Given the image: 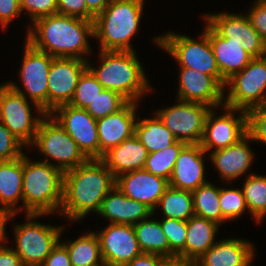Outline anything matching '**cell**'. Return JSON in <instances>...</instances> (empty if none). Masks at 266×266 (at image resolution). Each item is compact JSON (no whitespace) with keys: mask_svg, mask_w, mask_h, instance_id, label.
I'll return each mask as SVG.
<instances>
[{"mask_svg":"<svg viewBox=\"0 0 266 266\" xmlns=\"http://www.w3.org/2000/svg\"><path fill=\"white\" fill-rule=\"evenodd\" d=\"M64 173L42 161H31L23 155L24 213H60L63 202Z\"/></svg>","mask_w":266,"mask_h":266,"instance_id":"277c9868","label":"cell"},{"mask_svg":"<svg viewBox=\"0 0 266 266\" xmlns=\"http://www.w3.org/2000/svg\"><path fill=\"white\" fill-rule=\"evenodd\" d=\"M25 146L0 121V161H9L23 156Z\"/></svg>","mask_w":266,"mask_h":266,"instance_id":"ab89813d","label":"cell"},{"mask_svg":"<svg viewBox=\"0 0 266 266\" xmlns=\"http://www.w3.org/2000/svg\"><path fill=\"white\" fill-rule=\"evenodd\" d=\"M22 187L23 156L9 161H0V207L9 215H17L21 210L23 211ZM19 201L22 202L20 207L17 204Z\"/></svg>","mask_w":266,"mask_h":266,"instance_id":"4316f807","label":"cell"},{"mask_svg":"<svg viewBox=\"0 0 266 266\" xmlns=\"http://www.w3.org/2000/svg\"><path fill=\"white\" fill-rule=\"evenodd\" d=\"M31 112L30 100L7 83L0 84V121L29 148L34 142L39 123L46 115L33 117Z\"/></svg>","mask_w":266,"mask_h":266,"instance_id":"8fae6325","label":"cell"},{"mask_svg":"<svg viewBox=\"0 0 266 266\" xmlns=\"http://www.w3.org/2000/svg\"><path fill=\"white\" fill-rule=\"evenodd\" d=\"M165 259V257L159 255L141 253L140 255L135 257L131 262L127 263L124 266H161V263Z\"/></svg>","mask_w":266,"mask_h":266,"instance_id":"c3c4849f","label":"cell"},{"mask_svg":"<svg viewBox=\"0 0 266 266\" xmlns=\"http://www.w3.org/2000/svg\"><path fill=\"white\" fill-rule=\"evenodd\" d=\"M115 186L130 199L145 203L155 214L160 198L169 186V181L140 169L116 177Z\"/></svg>","mask_w":266,"mask_h":266,"instance_id":"d6986e66","label":"cell"},{"mask_svg":"<svg viewBox=\"0 0 266 266\" xmlns=\"http://www.w3.org/2000/svg\"><path fill=\"white\" fill-rule=\"evenodd\" d=\"M60 242L67 248L72 266H105L99 238L94 231L84 233L76 240Z\"/></svg>","mask_w":266,"mask_h":266,"instance_id":"4dcf8cb0","label":"cell"},{"mask_svg":"<svg viewBox=\"0 0 266 266\" xmlns=\"http://www.w3.org/2000/svg\"><path fill=\"white\" fill-rule=\"evenodd\" d=\"M41 266H72L67 248L59 241Z\"/></svg>","mask_w":266,"mask_h":266,"instance_id":"bcb514c9","label":"cell"},{"mask_svg":"<svg viewBox=\"0 0 266 266\" xmlns=\"http://www.w3.org/2000/svg\"><path fill=\"white\" fill-rule=\"evenodd\" d=\"M254 247L252 242L242 238L217 240L195 266H250L255 258Z\"/></svg>","mask_w":266,"mask_h":266,"instance_id":"603a6c76","label":"cell"},{"mask_svg":"<svg viewBox=\"0 0 266 266\" xmlns=\"http://www.w3.org/2000/svg\"><path fill=\"white\" fill-rule=\"evenodd\" d=\"M247 132L252 136L253 142L266 145V104L247 112Z\"/></svg>","mask_w":266,"mask_h":266,"instance_id":"60d3db41","label":"cell"},{"mask_svg":"<svg viewBox=\"0 0 266 266\" xmlns=\"http://www.w3.org/2000/svg\"><path fill=\"white\" fill-rule=\"evenodd\" d=\"M115 186V177L101 159L64 173L61 215L72 222L83 220L91 211L99 212L103 199Z\"/></svg>","mask_w":266,"mask_h":266,"instance_id":"7a4b0ae2","label":"cell"},{"mask_svg":"<svg viewBox=\"0 0 266 266\" xmlns=\"http://www.w3.org/2000/svg\"><path fill=\"white\" fill-rule=\"evenodd\" d=\"M219 203L223 215V223L238 219L248 211L242 188H220Z\"/></svg>","mask_w":266,"mask_h":266,"instance_id":"f35d334b","label":"cell"},{"mask_svg":"<svg viewBox=\"0 0 266 266\" xmlns=\"http://www.w3.org/2000/svg\"><path fill=\"white\" fill-rule=\"evenodd\" d=\"M99 51L100 65L93 67L88 60L87 68L105 89L116 91L128 101L137 103L147 92H152L136 51Z\"/></svg>","mask_w":266,"mask_h":266,"instance_id":"3957f363","label":"cell"},{"mask_svg":"<svg viewBox=\"0 0 266 266\" xmlns=\"http://www.w3.org/2000/svg\"><path fill=\"white\" fill-rule=\"evenodd\" d=\"M32 146L46 157L43 162L55 166L63 173L89 160L77 146V143L50 114H46L39 123L34 142L30 147ZM56 161L57 164H55Z\"/></svg>","mask_w":266,"mask_h":266,"instance_id":"ba28073f","label":"cell"},{"mask_svg":"<svg viewBox=\"0 0 266 266\" xmlns=\"http://www.w3.org/2000/svg\"><path fill=\"white\" fill-rule=\"evenodd\" d=\"M148 154L147 148L134 134L111 148L101 160L116 178L127 172L144 169Z\"/></svg>","mask_w":266,"mask_h":266,"instance_id":"484cf974","label":"cell"},{"mask_svg":"<svg viewBox=\"0 0 266 266\" xmlns=\"http://www.w3.org/2000/svg\"><path fill=\"white\" fill-rule=\"evenodd\" d=\"M220 186L207 182L192 191L195 216L223 224V215L219 203Z\"/></svg>","mask_w":266,"mask_h":266,"instance_id":"d6a6232c","label":"cell"},{"mask_svg":"<svg viewBox=\"0 0 266 266\" xmlns=\"http://www.w3.org/2000/svg\"><path fill=\"white\" fill-rule=\"evenodd\" d=\"M97 214L110 223L126 225H135L154 216L153 210L145 203L130 199L116 186L105 196Z\"/></svg>","mask_w":266,"mask_h":266,"instance_id":"cb8c5ba5","label":"cell"},{"mask_svg":"<svg viewBox=\"0 0 266 266\" xmlns=\"http://www.w3.org/2000/svg\"><path fill=\"white\" fill-rule=\"evenodd\" d=\"M220 225L217 223L192 216L187 221V233L185 242V259L196 262L217 241H215Z\"/></svg>","mask_w":266,"mask_h":266,"instance_id":"83f0119b","label":"cell"},{"mask_svg":"<svg viewBox=\"0 0 266 266\" xmlns=\"http://www.w3.org/2000/svg\"><path fill=\"white\" fill-rule=\"evenodd\" d=\"M127 102L120 93L104 89L85 109L92 117L99 119L117 112Z\"/></svg>","mask_w":266,"mask_h":266,"instance_id":"74e56055","label":"cell"},{"mask_svg":"<svg viewBox=\"0 0 266 266\" xmlns=\"http://www.w3.org/2000/svg\"><path fill=\"white\" fill-rule=\"evenodd\" d=\"M105 88L87 68L78 80L70 105L85 109Z\"/></svg>","mask_w":266,"mask_h":266,"instance_id":"8d00e7d4","label":"cell"},{"mask_svg":"<svg viewBox=\"0 0 266 266\" xmlns=\"http://www.w3.org/2000/svg\"><path fill=\"white\" fill-rule=\"evenodd\" d=\"M19 78L23 89L15 82H6L12 89L31 100L38 114H48V74L53 56L35 49L25 40ZM25 92V93H24ZM27 93V94H26Z\"/></svg>","mask_w":266,"mask_h":266,"instance_id":"9c48e42d","label":"cell"},{"mask_svg":"<svg viewBox=\"0 0 266 266\" xmlns=\"http://www.w3.org/2000/svg\"><path fill=\"white\" fill-rule=\"evenodd\" d=\"M209 39L220 74L225 80L242 71L253 59L242 48V40L223 38L210 25Z\"/></svg>","mask_w":266,"mask_h":266,"instance_id":"d4e9b609","label":"cell"},{"mask_svg":"<svg viewBox=\"0 0 266 266\" xmlns=\"http://www.w3.org/2000/svg\"><path fill=\"white\" fill-rule=\"evenodd\" d=\"M49 114L77 143L88 159H100L97 119L92 117L86 109L64 104L56 107Z\"/></svg>","mask_w":266,"mask_h":266,"instance_id":"5bb4252c","label":"cell"},{"mask_svg":"<svg viewBox=\"0 0 266 266\" xmlns=\"http://www.w3.org/2000/svg\"><path fill=\"white\" fill-rule=\"evenodd\" d=\"M159 222L170 245V257H181L185 259L187 221L163 218L161 220L159 219Z\"/></svg>","mask_w":266,"mask_h":266,"instance_id":"d590c367","label":"cell"},{"mask_svg":"<svg viewBox=\"0 0 266 266\" xmlns=\"http://www.w3.org/2000/svg\"><path fill=\"white\" fill-rule=\"evenodd\" d=\"M12 217H15V214L9 215L2 207H0V244L2 242H7V235L5 231V226L8 221L12 220Z\"/></svg>","mask_w":266,"mask_h":266,"instance_id":"f907efd6","label":"cell"},{"mask_svg":"<svg viewBox=\"0 0 266 266\" xmlns=\"http://www.w3.org/2000/svg\"><path fill=\"white\" fill-rule=\"evenodd\" d=\"M161 266H195V262L183 259L181 257L166 258Z\"/></svg>","mask_w":266,"mask_h":266,"instance_id":"816d5d0a","label":"cell"},{"mask_svg":"<svg viewBox=\"0 0 266 266\" xmlns=\"http://www.w3.org/2000/svg\"><path fill=\"white\" fill-rule=\"evenodd\" d=\"M157 207H161L162 218L188 221L194 213L192 191L168 186Z\"/></svg>","mask_w":266,"mask_h":266,"instance_id":"1f68e13d","label":"cell"},{"mask_svg":"<svg viewBox=\"0 0 266 266\" xmlns=\"http://www.w3.org/2000/svg\"><path fill=\"white\" fill-rule=\"evenodd\" d=\"M20 0H0V25L6 30L10 22L22 14Z\"/></svg>","mask_w":266,"mask_h":266,"instance_id":"f6af8a7d","label":"cell"},{"mask_svg":"<svg viewBox=\"0 0 266 266\" xmlns=\"http://www.w3.org/2000/svg\"><path fill=\"white\" fill-rule=\"evenodd\" d=\"M21 10L30 15L33 23L36 19L58 13L57 0H20Z\"/></svg>","mask_w":266,"mask_h":266,"instance_id":"b9f144b4","label":"cell"},{"mask_svg":"<svg viewBox=\"0 0 266 266\" xmlns=\"http://www.w3.org/2000/svg\"><path fill=\"white\" fill-rule=\"evenodd\" d=\"M0 244V266H24L21 258L12 249V247Z\"/></svg>","mask_w":266,"mask_h":266,"instance_id":"7dc6e473","label":"cell"},{"mask_svg":"<svg viewBox=\"0 0 266 266\" xmlns=\"http://www.w3.org/2000/svg\"><path fill=\"white\" fill-rule=\"evenodd\" d=\"M26 223L14 224V246L12 249L21 258L24 266H41L52 249L59 243L64 226L40 224L37 217L48 214L27 213Z\"/></svg>","mask_w":266,"mask_h":266,"instance_id":"52a82bcc","label":"cell"},{"mask_svg":"<svg viewBox=\"0 0 266 266\" xmlns=\"http://www.w3.org/2000/svg\"><path fill=\"white\" fill-rule=\"evenodd\" d=\"M185 145L186 143L177 141L165 149L149 153L144 169L169 181L176 159Z\"/></svg>","mask_w":266,"mask_h":266,"instance_id":"e575fe53","label":"cell"},{"mask_svg":"<svg viewBox=\"0 0 266 266\" xmlns=\"http://www.w3.org/2000/svg\"><path fill=\"white\" fill-rule=\"evenodd\" d=\"M179 71L176 99L214 109L224 105V93L227 89L215 77L188 67H179Z\"/></svg>","mask_w":266,"mask_h":266,"instance_id":"ac0fdd59","label":"cell"},{"mask_svg":"<svg viewBox=\"0 0 266 266\" xmlns=\"http://www.w3.org/2000/svg\"><path fill=\"white\" fill-rule=\"evenodd\" d=\"M222 107V115L217 116L212 108L205 121L200 145L208 153L233 145L247 133V111Z\"/></svg>","mask_w":266,"mask_h":266,"instance_id":"4fadbf2b","label":"cell"},{"mask_svg":"<svg viewBox=\"0 0 266 266\" xmlns=\"http://www.w3.org/2000/svg\"><path fill=\"white\" fill-rule=\"evenodd\" d=\"M203 15L204 21L221 37L242 40V48L253 58L266 55V43L253 28L246 14L219 12Z\"/></svg>","mask_w":266,"mask_h":266,"instance_id":"9a60e30c","label":"cell"},{"mask_svg":"<svg viewBox=\"0 0 266 266\" xmlns=\"http://www.w3.org/2000/svg\"><path fill=\"white\" fill-rule=\"evenodd\" d=\"M205 154L208 155L200 144H186L176 159L169 185L181 190L194 191L207 183Z\"/></svg>","mask_w":266,"mask_h":266,"instance_id":"7402d4cb","label":"cell"},{"mask_svg":"<svg viewBox=\"0 0 266 266\" xmlns=\"http://www.w3.org/2000/svg\"><path fill=\"white\" fill-rule=\"evenodd\" d=\"M138 106L137 102L128 101L117 112L97 119L100 159L111 148L134 135Z\"/></svg>","mask_w":266,"mask_h":266,"instance_id":"ffe728a7","label":"cell"},{"mask_svg":"<svg viewBox=\"0 0 266 266\" xmlns=\"http://www.w3.org/2000/svg\"><path fill=\"white\" fill-rule=\"evenodd\" d=\"M134 134L148 153L165 149L178 141L155 113L152 118L140 119L138 116Z\"/></svg>","mask_w":266,"mask_h":266,"instance_id":"f1b7e54d","label":"cell"},{"mask_svg":"<svg viewBox=\"0 0 266 266\" xmlns=\"http://www.w3.org/2000/svg\"><path fill=\"white\" fill-rule=\"evenodd\" d=\"M248 13H245L253 26L266 43V0H255Z\"/></svg>","mask_w":266,"mask_h":266,"instance_id":"ee69618b","label":"cell"},{"mask_svg":"<svg viewBox=\"0 0 266 266\" xmlns=\"http://www.w3.org/2000/svg\"><path fill=\"white\" fill-rule=\"evenodd\" d=\"M144 0H111L94 19V38L103 51H135L131 39L139 31Z\"/></svg>","mask_w":266,"mask_h":266,"instance_id":"5b68a950","label":"cell"},{"mask_svg":"<svg viewBox=\"0 0 266 266\" xmlns=\"http://www.w3.org/2000/svg\"><path fill=\"white\" fill-rule=\"evenodd\" d=\"M242 186L245 202L251 217L259 223L266 218V175H246Z\"/></svg>","mask_w":266,"mask_h":266,"instance_id":"836d02e7","label":"cell"},{"mask_svg":"<svg viewBox=\"0 0 266 266\" xmlns=\"http://www.w3.org/2000/svg\"><path fill=\"white\" fill-rule=\"evenodd\" d=\"M225 87L229 88L228 94L224 93L226 107L248 112L266 104V55L253 58L242 71L226 80Z\"/></svg>","mask_w":266,"mask_h":266,"instance_id":"30bf717a","label":"cell"},{"mask_svg":"<svg viewBox=\"0 0 266 266\" xmlns=\"http://www.w3.org/2000/svg\"><path fill=\"white\" fill-rule=\"evenodd\" d=\"M57 8L59 14L88 21L95 19V16L87 9L85 0H57Z\"/></svg>","mask_w":266,"mask_h":266,"instance_id":"7bdbcfd3","label":"cell"},{"mask_svg":"<svg viewBox=\"0 0 266 266\" xmlns=\"http://www.w3.org/2000/svg\"><path fill=\"white\" fill-rule=\"evenodd\" d=\"M204 31L198 41L178 33L167 32L155 37L154 43L177 61L179 67H188L215 77L223 86L221 76L209 39V24L205 21Z\"/></svg>","mask_w":266,"mask_h":266,"instance_id":"8992f818","label":"cell"},{"mask_svg":"<svg viewBox=\"0 0 266 266\" xmlns=\"http://www.w3.org/2000/svg\"><path fill=\"white\" fill-rule=\"evenodd\" d=\"M96 232L105 266H124L142 253L133 225L109 223Z\"/></svg>","mask_w":266,"mask_h":266,"instance_id":"e0dca14e","label":"cell"},{"mask_svg":"<svg viewBox=\"0 0 266 266\" xmlns=\"http://www.w3.org/2000/svg\"><path fill=\"white\" fill-rule=\"evenodd\" d=\"M212 107L182 101L161 108L155 112L164 125L174 134L178 141L186 144H200L205 121Z\"/></svg>","mask_w":266,"mask_h":266,"instance_id":"7c38bea8","label":"cell"},{"mask_svg":"<svg viewBox=\"0 0 266 266\" xmlns=\"http://www.w3.org/2000/svg\"><path fill=\"white\" fill-rule=\"evenodd\" d=\"M147 218L133 225L142 253L170 258V245L158 219Z\"/></svg>","mask_w":266,"mask_h":266,"instance_id":"f546056e","label":"cell"},{"mask_svg":"<svg viewBox=\"0 0 266 266\" xmlns=\"http://www.w3.org/2000/svg\"><path fill=\"white\" fill-rule=\"evenodd\" d=\"M87 61L78 58L54 57L48 74V114L56 107L69 104L78 80L87 69Z\"/></svg>","mask_w":266,"mask_h":266,"instance_id":"2e32d148","label":"cell"},{"mask_svg":"<svg viewBox=\"0 0 266 266\" xmlns=\"http://www.w3.org/2000/svg\"><path fill=\"white\" fill-rule=\"evenodd\" d=\"M89 37L94 38V21L57 13L36 19L29 25L25 40L53 57L88 61L92 52Z\"/></svg>","mask_w":266,"mask_h":266,"instance_id":"6da1fadb","label":"cell"},{"mask_svg":"<svg viewBox=\"0 0 266 266\" xmlns=\"http://www.w3.org/2000/svg\"><path fill=\"white\" fill-rule=\"evenodd\" d=\"M249 141H253V138L247 132L233 145L208 153L221 180L231 185L232 181L244 176L249 171L255 156L253 149L248 144Z\"/></svg>","mask_w":266,"mask_h":266,"instance_id":"44dd1931","label":"cell"},{"mask_svg":"<svg viewBox=\"0 0 266 266\" xmlns=\"http://www.w3.org/2000/svg\"><path fill=\"white\" fill-rule=\"evenodd\" d=\"M111 2V0H85L87 9L96 17Z\"/></svg>","mask_w":266,"mask_h":266,"instance_id":"681fc988","label":"cell"}]
</instances>
